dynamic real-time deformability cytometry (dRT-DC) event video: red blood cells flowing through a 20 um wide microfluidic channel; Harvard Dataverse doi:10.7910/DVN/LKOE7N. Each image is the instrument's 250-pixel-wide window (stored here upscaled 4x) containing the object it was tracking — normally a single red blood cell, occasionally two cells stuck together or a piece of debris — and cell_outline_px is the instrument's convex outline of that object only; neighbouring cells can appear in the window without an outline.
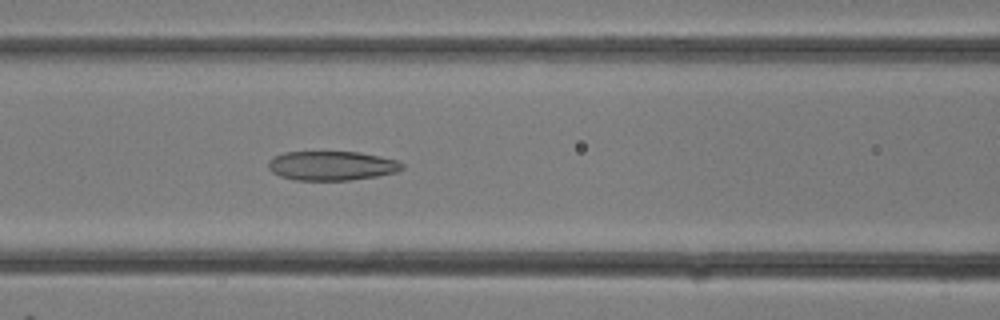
{"species": "common noctule bat (a hibernating species)", "species_latin": "Nyctalus noctula", "temperature_condition": "room temperature", "stored_images_in_passage": 11, "camera_frame_rate_fps": 3000, "um_per_image_px": 0.085, "animal": {"sex": "female"}, "frame": {"image": 1, "passage_image": 11, "time_ms": 3.333, "image_size_px": [1000, 320], "cell_outline_px": [[404, 168], [396, 172], [376, 176], [348, 180], [296, 180], [280, 176], [272, 172], [268, 168], [268, 160], [284, 152], [360, 152], [380, 156], [396, 160], [404, 164]], "centroid_in_image_um": [28.2, 14.08], "position_along_channel_um": 138.4, "area_um2": 22.77}}